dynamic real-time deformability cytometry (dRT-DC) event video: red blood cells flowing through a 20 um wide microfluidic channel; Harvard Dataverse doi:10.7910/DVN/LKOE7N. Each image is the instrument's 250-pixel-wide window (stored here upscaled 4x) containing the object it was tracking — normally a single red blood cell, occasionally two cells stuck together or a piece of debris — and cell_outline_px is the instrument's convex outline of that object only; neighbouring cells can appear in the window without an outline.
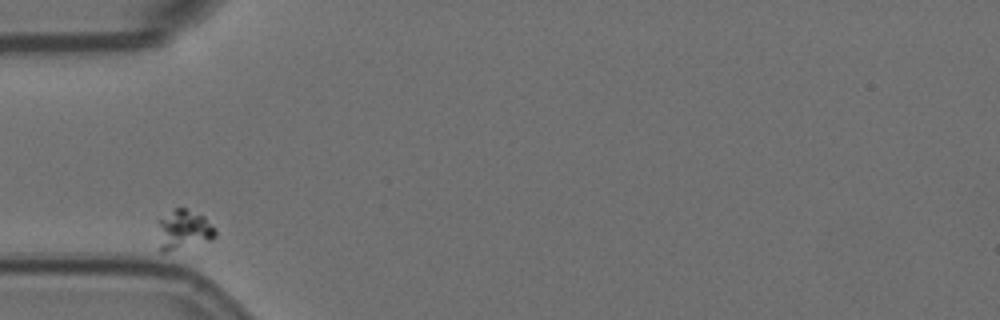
{"species": "Egyptian fruit bat (a non-hibernating species)", "species_latin": "Rousettus aegyptiacus", "temperature_condition": "room temperature", "stored_images_in_passage": 2, "camera_frame_rate_fps": 3000, "um_per_image_px": 0.085, "animal": {"sex": "female"}, "frame": {"image": 1, "passage_image": 1, "time_ms": 0.0, "image_size_px": [1000, 320], "cell_outline_px": [[216, 236], [212, 240], [164, 252], [160, 252], [156, 220], [176, 208], [184, 208], [204, 216], [216, 228]], "centroid_in_image_um": [15.59, 19.52], "position_along_channel_um": 69.4, "area_um2": 13.47}}